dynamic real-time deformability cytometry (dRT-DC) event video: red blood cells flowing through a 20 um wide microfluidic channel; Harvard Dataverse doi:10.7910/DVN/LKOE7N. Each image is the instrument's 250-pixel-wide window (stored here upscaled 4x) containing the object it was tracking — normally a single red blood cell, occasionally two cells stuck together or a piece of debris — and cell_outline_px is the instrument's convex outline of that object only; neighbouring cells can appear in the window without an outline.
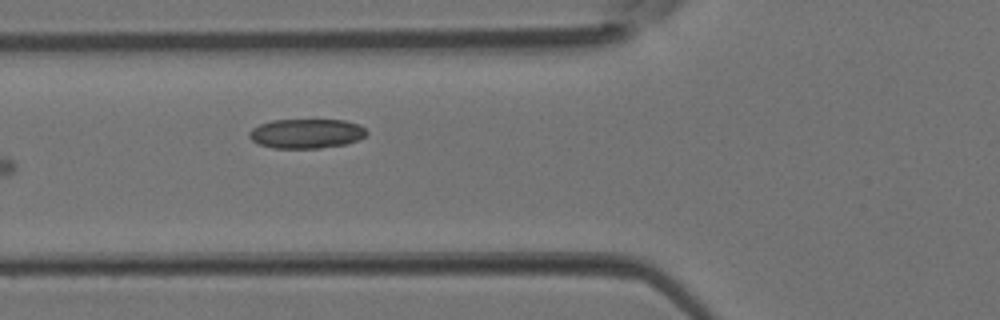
{"species": "Egyptian fruit bat (a non-hibernating species)", "species_latin": "Rousettus aegyptiacus", "temperature_condition": "room temperature", "stored_images_in_passage": 5, "camera_frame_rate_fps": 3000, "um_per_image_px": 0.085, "animal": {"sex": "female"}, "frame": {"image": 1, "passage_image": 5, "time_ms": 1.333, "image_size_px": [1000, 320], "cell_outline_px": [[368, 132], [364, 136], [356, 140], [344, 144], [320, 148], [272, 148], [256, 144], [248, 136], [248, 132], [252, 128], [260, 124], [272, 120], [344, 120], [360, 124]], "centroid_in_image_um": [26.0, 11.35], "position_along_channel_um": 99.8, "area_um2": 20.23}}